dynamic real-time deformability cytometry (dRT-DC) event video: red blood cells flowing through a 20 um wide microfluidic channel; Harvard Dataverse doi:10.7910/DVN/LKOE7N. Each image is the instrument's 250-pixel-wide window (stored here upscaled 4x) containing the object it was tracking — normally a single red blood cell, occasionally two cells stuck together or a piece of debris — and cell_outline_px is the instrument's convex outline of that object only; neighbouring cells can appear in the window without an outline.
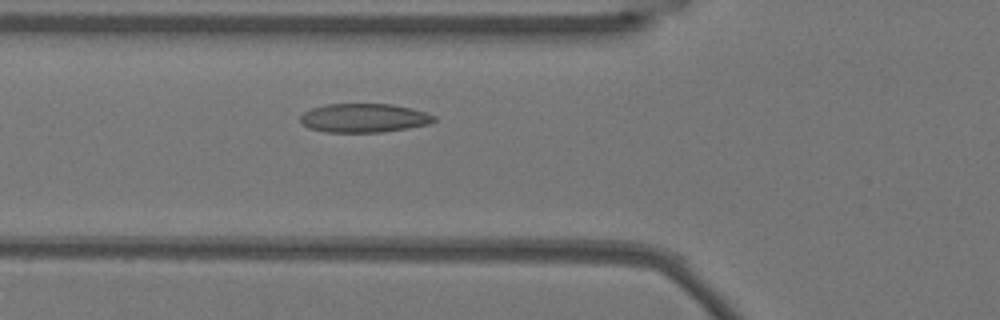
{"species": "Egyptian fruit bat (a non-hibernating species)", "species_latin": "Rousettus aegyptiacus", "temperature_condition": "warm", "stored_images_in_passage": 38, "camera_frame_rate_fps": 3000, "um_per_image_px": 0.085, "animal": {"sex": "female"}, "frame": {"image": 1, "passage_image": 4, "time_ms": 1.0, "image_size_px": [1000, 320], "cell_outline_px": [[436, 120], [428, 124], [408, 128], [380, 132], [324, 132], [308, 128], [300, 120], [300, 116], [304, 112], [312, 108], [324, 104], [392, 104], [412, 108], [436, 116]], "centroid_in_image_um": [30.93, 10.02], "position_along_channel_um": 94.9, "area_um2": 22.48}}
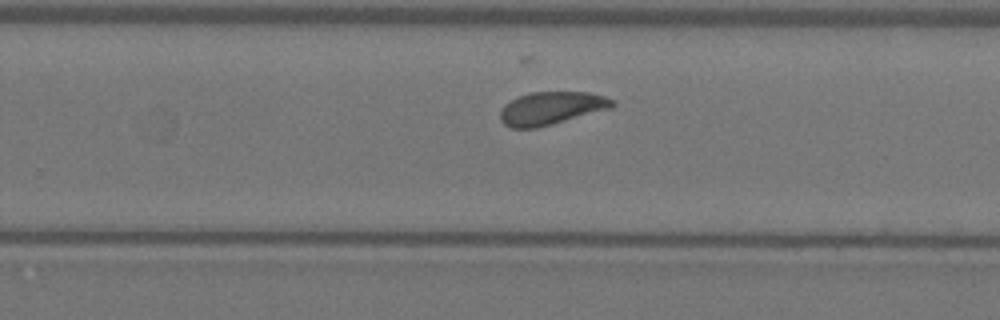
{"frame": {"image": 2, "passage_image": 19, "time_ms": 6.0, "image_size_px": [1000, 320], "cell_outline_px": [[616, 104], [612, 108], [552, 124], [536, 128], [512, 128], [504, 124], [500, 120], [500, 108], [504, 104], [520, 96], [532, 92], [588, 92], [604, 96], [616, 100]], "centroid_in_image_um": [46.87, 9.2], "position_along_channel_um": 282.9, "area_um2": 21.56}}
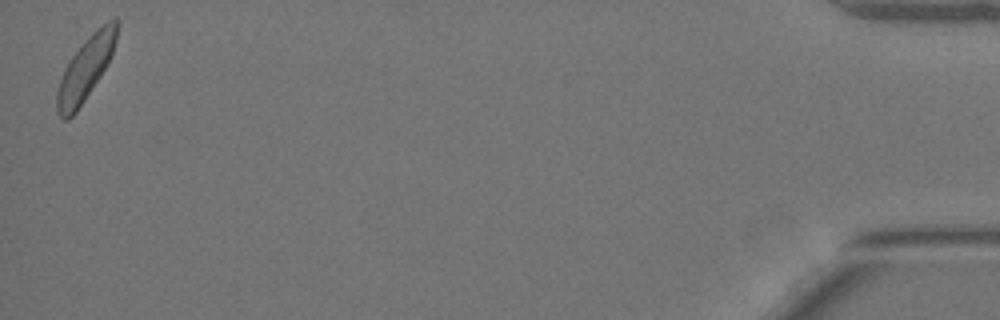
{"frame": {"image": 3, "passage_image": 38, "time_ms": 12.333, "image_size_px": [1000, 320], "cell_outline_px": [[120, 20], [116, 40], [112, 52], [100, 76], [76, 112], [68, 120], [64, 120], [56, 112], [56, 92], [64, 68], [72, 56], [88, 36], [92, 32], [108, 20], [116, 16]], "centroid_in_image_um": [7.27, 5.81], "position_along_channel_um": 427.9, "area_um2": 21.85}, "authors_computed_cell_mechanics": {"area_um2": 21.4438, "velocity_mm_per_s": 3.7665, "shape_relaxation_time_tau1_ms": 2.9199, "shape_relaxation_time_tau2_ms": 2.2863, "deformation_change_tau1": 0.0938, "deformation_change_tau2": 0.0776}}